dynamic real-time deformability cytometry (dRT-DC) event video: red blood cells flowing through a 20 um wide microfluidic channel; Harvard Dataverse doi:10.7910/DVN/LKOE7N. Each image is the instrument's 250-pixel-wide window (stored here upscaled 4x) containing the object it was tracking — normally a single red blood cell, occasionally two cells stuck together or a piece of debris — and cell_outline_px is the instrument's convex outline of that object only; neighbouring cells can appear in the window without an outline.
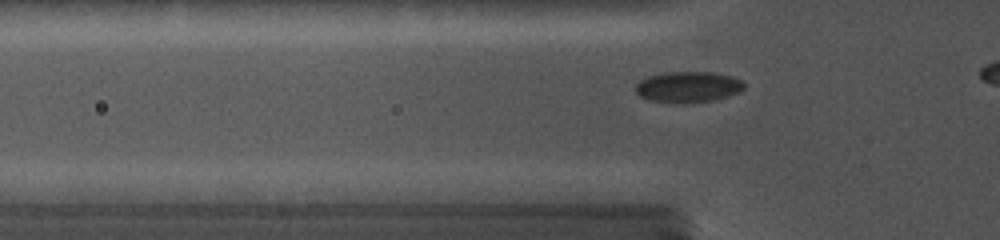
{"species": "common noctule bat (a hibernating species)", "species_latin": "Nyctalus noctula", "temperature_condition": "cold", "stored_images_in_passage": 48, "camera_frame_rate_fps": 5000, "um_per_image_px": 0.085, "animal": {"sex": "female", "body_mass_g": 19.0, "forearm_length_mm": 56.7}, "frame": {"image": 1, "passage_image": 2, "time_ms": 0.2, "image_size_px": [1000, 240], "cell_outline_px": [[744, 88], [736, 92], [712, 100], [684, 104], [652, 100], [640, 96], [636, 92], [636, 84], [640, 80], [648, 76], [664, 72], [712, 72], [732, 76], [740, 80], [744, 84]], "centroid_in_image_um": [58.45, 7.38], "position_along_channel_um": 67.4, "area_um2": 19.31}}
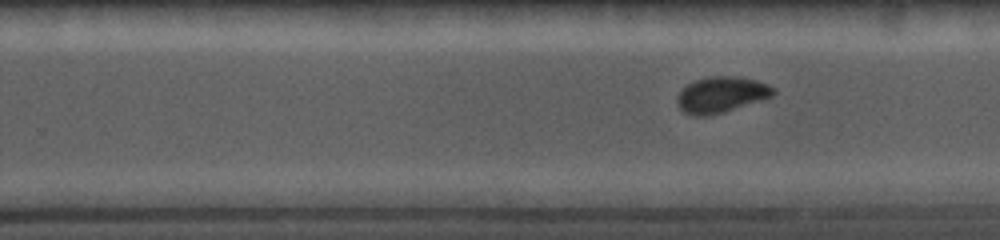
{"frame": {"image": 2, "passage_image": 27, "time_ms": 5.4, "image_size_px": [1000, 240], "cell_outline_px": [[776, 92], [772, 96], [724, 112], [708, 116], [692, 116], [684, 112], [676, 104], [676, 100], [680, 92], [688, 84], [696, 80], [708, 76], [732, 76], [756, 80], [768, 84], [776, 88]], "centroid_in_image_um": [61.3, 8.05], "position_along_channel_um": 268.5, "area_um2": 20.06}}
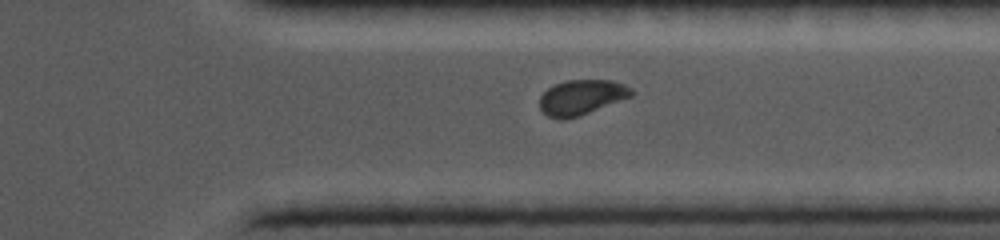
{"frame": {"image": 3, "passage_image": 39, "time_ms": 7.8, "image_size_px": [1000, 240], "cell_outline_px": [[636, 92], [632, 96], [588, 112], [564, 120], [556, 120], [548, 116], [540, 108], [540, 96], [548, 88], [564, 80], [612, 80], [624, 84], [632, 88]], "centroid_in_image_um": [49.43, 8.26], "position_along_channel_um": 362.0, "area_um2": 18.67}}